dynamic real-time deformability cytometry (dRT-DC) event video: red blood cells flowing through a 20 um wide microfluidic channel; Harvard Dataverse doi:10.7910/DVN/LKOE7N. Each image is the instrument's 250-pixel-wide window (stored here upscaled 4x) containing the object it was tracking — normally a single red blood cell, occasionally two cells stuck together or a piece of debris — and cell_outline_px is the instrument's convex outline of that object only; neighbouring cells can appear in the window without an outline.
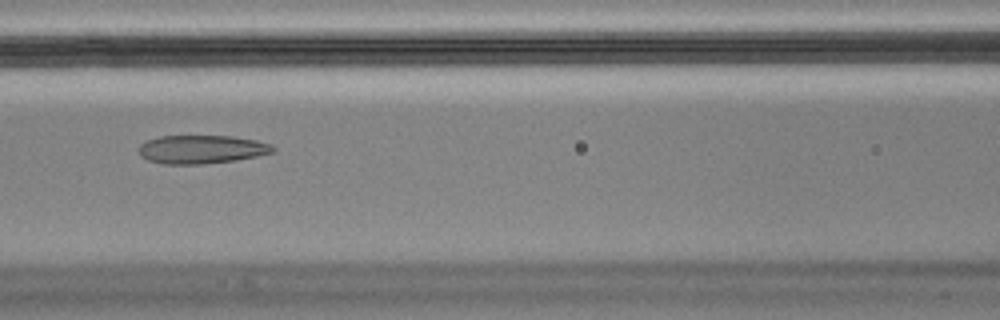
{"species": "Egyptian fruit bat (a non-hibernating species)", "species_latin": "Rousettus aegyptiacus", "temperature_condition": "cold", "stored_images_in_passage": 8, "camera_frame_rate_fps": 3000, "um_per_image_px": 0.085, "animal": {"sex": "male"}, "frame": {"image": 1, "passage_image": 7, "time_ms": 2.0, "image_size_px": [1000, 320], "cell_outline_px": [[276, 148], [272, 152], [256, 156], [236, 160], [200, 164], [164, 164], [148, 160], [140, 156], [140, 144], [148, 140], [160, 136], [232, 136], [256, 140], [272, 144]], "centroid_in_image_um": [17.14, 12.69], "position_along_channel_um": 149.5, "area_um2": 22.14}}